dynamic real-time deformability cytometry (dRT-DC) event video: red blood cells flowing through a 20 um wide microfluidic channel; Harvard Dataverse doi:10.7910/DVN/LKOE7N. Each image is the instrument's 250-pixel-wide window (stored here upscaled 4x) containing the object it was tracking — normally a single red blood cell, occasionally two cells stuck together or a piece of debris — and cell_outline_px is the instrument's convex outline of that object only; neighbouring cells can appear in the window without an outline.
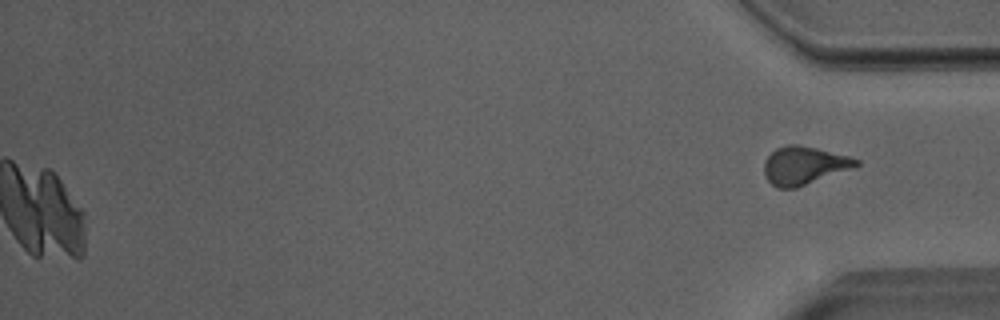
{"species": "Egyptian fruit bat (a non-hibernating species)", "species_latin": "Rousettus aegyptiacus", "temperature_condition": "room temperature", "stored_images_in_passage": 46, "camera_frame_rate_fps": 3000, "um_per_image_px": 0.085, "animal": {"sex": "male"}, "frame": {"image": 1, "passage_image": 46, "time_ms": 15.0, "image_size_px": [1000, 320], "cell_outline_px": [[860, 164], [852, 168], [796, 188], [776, 188], [764, 176], [764, 160], [776, 148], [788, 144], [796, 144], [816, 148], [848, 156], [860, 160]], "centroid_in_image_um": [68.31, 14.06], "position_along_channel_um": 366.9, "area_um2": 20.29}}